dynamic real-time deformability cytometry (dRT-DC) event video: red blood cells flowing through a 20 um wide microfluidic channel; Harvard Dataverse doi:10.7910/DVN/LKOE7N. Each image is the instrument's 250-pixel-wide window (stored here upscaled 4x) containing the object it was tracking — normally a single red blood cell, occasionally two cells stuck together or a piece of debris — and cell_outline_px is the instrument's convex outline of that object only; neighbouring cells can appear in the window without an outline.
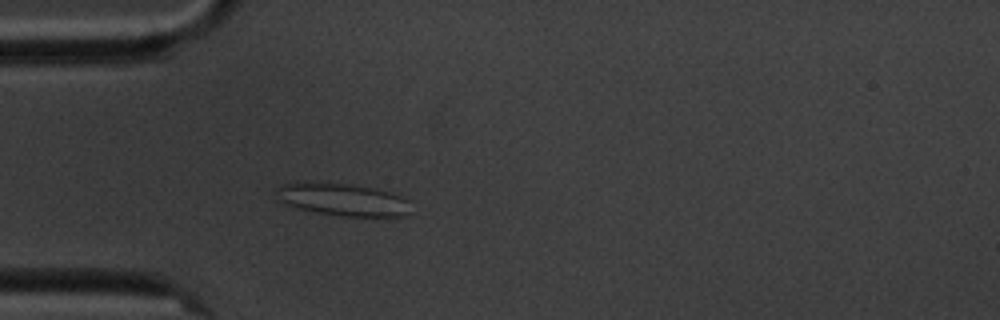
{"species": "common noctule bat (a hibernating species)", "species_latin": "Nyctalus noctula", "temperature_condition": "cold", "stored_images_in_passage": 4, "camera_frame_rate_fps": 3000, "um_per_image_px": 0.085, "animal": {"sex": "male", "body_mass_g": 20.1, "forearm_length_mm": 53.5}, "frame": {"image": 1, "passage_image": 4, "time_ms": 3.667, "image_size_px": [1000, 320], "cell_outline_px": [[408, 212], [404, 216], [340, 216], [296, 208], [284, 204], [276, 200], [276, 188], [280, 184], [300, 180], [308, 180], [344, 184], [376, 188], [400, 196], [408, 200]], "centroid_in_image_um": [28.98, 16.93], "position_along_channel_um": 56.0, "area_um2": 25.84}}